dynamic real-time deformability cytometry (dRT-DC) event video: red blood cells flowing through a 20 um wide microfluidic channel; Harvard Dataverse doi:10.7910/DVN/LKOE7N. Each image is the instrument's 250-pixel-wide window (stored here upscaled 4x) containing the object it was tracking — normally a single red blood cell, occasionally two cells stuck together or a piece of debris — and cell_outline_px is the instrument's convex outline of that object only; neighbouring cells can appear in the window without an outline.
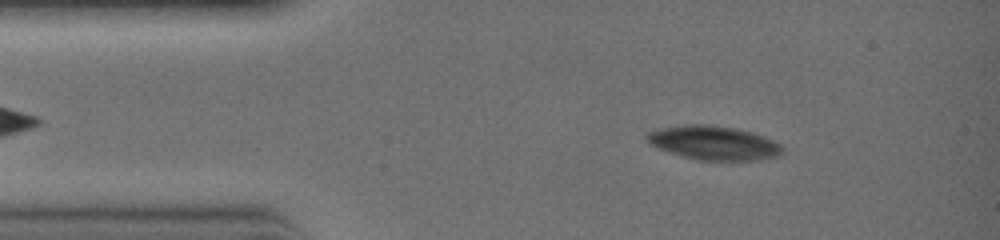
{"species": "common noctule bat (a hibernating species)", "species_latin": "Nyctalus noctula", "temperature_condition": "warm", "stored_images_in_passage": 2, "camera_frame_rate_fps": 3000, "um_per_image_px": 0.085, "animal": {"sex": "female", "body_mass_g": 19.0, "forearm_length_mm": 51.5}, "frame": {"image": 1, "passage_image": 1, "time_ms": 0.0, "image_size_px": [1000, 240], "cell_outline_px": [[784, 152], [780, 156], [760, 160], [700, 160], [684, 156], [656, 148], [648, 144], [644, 140], [644, 136], [648, 132], [660, 128], [688, 124], [704, 124], [736, 128], [752, 132], [764, 136], [780, 144], [784, 148]], "centroid_in_image_um": [60.66, 12.14], "position_along_channel_um": 24.3, "area_um2": 27.05}}